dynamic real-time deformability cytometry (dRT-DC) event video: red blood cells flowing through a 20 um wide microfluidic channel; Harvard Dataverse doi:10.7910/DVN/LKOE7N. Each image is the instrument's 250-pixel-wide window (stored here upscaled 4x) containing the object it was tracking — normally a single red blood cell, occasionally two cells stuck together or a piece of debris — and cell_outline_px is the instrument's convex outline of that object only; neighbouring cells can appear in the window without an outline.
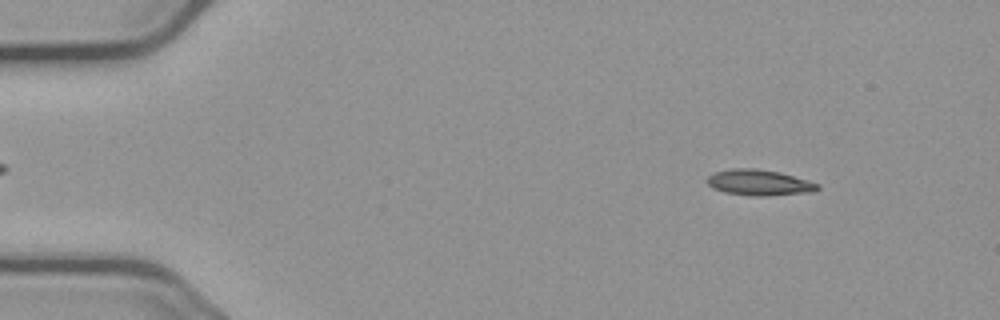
{"species": "common noctule bat (a hibernating species)", "species_latin": "Nyctalus noctula", "temperature_condition": "cold", "stored_images_in_passage": 15, "camera_frame_rate_fps": 3000, "um_per_image_px": 0.085, "animal": {"sex": "male", "body_mass_g": 23.1, "forearm_length_mm": 52.7}, "frame": {"image": 1, "passage_image": 7, "time_ms": 2.0, "image_size_px": [1000, 320], "cell_outline_px": [[820, 188], [816, 192], [764, 196], [756, 196], [724, 192], [712, 188], [708, 184], [708, 176], [716, 172], [732, 168], [756, 168], [780, 172], [820, 184]], "centroid_in_image_um": [64.57, 15.52], "position_along_channel_um": 20.4, "area_um2": 16.65}}